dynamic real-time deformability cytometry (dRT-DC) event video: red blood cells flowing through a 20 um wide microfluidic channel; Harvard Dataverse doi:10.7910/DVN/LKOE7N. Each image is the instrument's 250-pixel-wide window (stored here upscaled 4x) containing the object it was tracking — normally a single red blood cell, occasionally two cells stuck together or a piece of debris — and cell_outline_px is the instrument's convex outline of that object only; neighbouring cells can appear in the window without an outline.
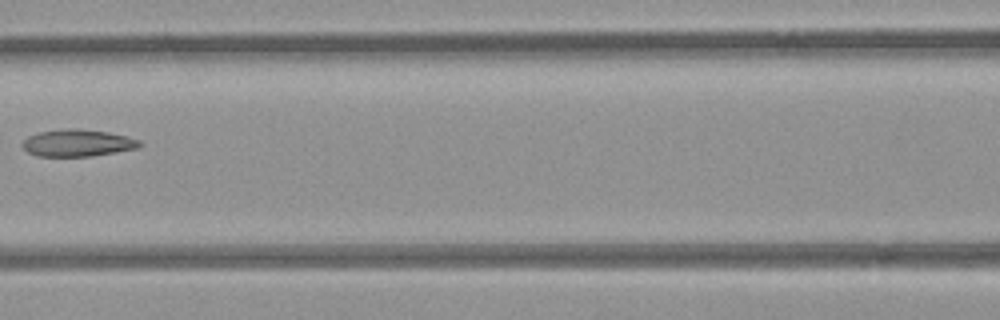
{"species": "common noctule bat (a hibernating species)", "species_latin": "Nyctalus noctula", "temperature_condition": "room temperature", "stored_images_in_passage": 8, "camera_frame_rate_fps": 3000, "um_per_image_px": 0.085, "animal": {"sex": "female", "body_mass_g": 21.9}, "frame": {"image": 1, "passage_image": 7, "time_ms": 2.0, "image_size_px": [1000, 320], "cell_outline_px": [[144, 144], [140, 148], [92, 156], [36, 156], [28, 152], [20, 144], [28, 136], [40, 132], [72, 128], [76, 128], [108, 132], [140, 140]], "centroid_in_image_um": [6.62, 12.16], "position_along_channel_um": 160.0, "area_um2": 18.44}}
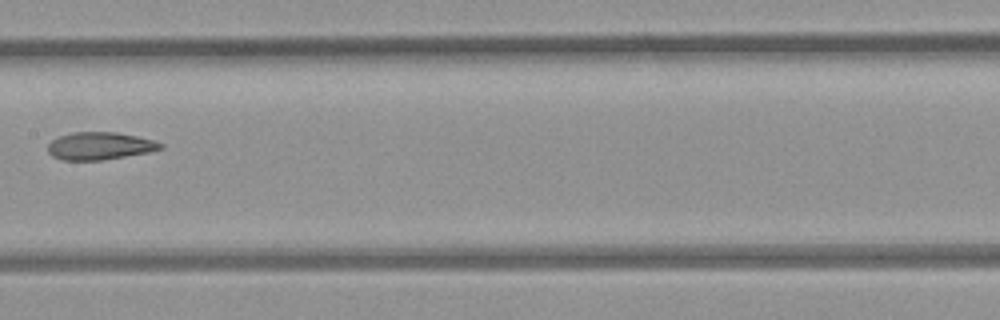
{"frame": {"image": 2, "passage_image": 8, "time_ms": 2.333, "image_size_px": [1000, 320], "cell_outline_px": [[164, 148], [148, 152], [100, 160], [64, 160], [52, 156], [48, 152], [48, 144], [52, 140], [60, 136], [72, 132], [116, 132], [136, 136], [152, 140], [164, 144]], "centroid_in_image_um": [8.47, 12.4], "position_along_channel_um": 198.9, "area_um2": 17.92}}